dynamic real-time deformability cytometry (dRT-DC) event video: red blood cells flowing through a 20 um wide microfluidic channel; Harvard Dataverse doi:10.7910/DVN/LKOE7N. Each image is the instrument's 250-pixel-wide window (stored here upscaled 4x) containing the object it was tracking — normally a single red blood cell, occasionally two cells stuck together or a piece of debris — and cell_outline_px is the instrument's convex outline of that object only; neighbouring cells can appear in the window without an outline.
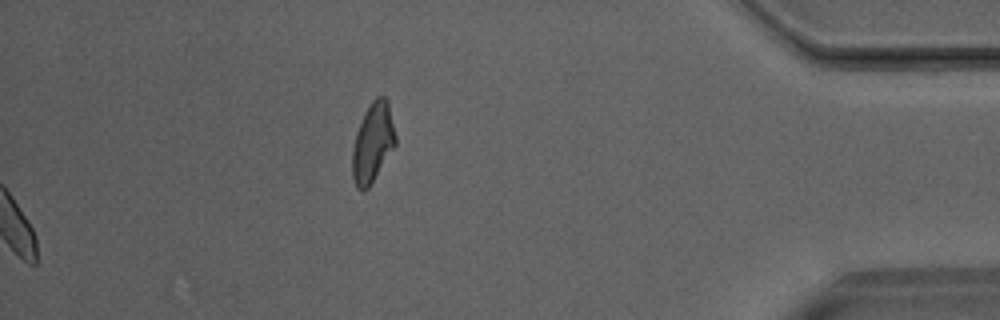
{"species": "Egyptian fruit bat (a non-hibernating species)", "species_latin": "Rousettus aegyptiacus", "temperature_condition": "room temperature", "stored_images_in_passage": 44, "camera_frame_rate_fps": 3000, "um_per_image_px": 0.085, "animal": {"sex": "male"}, "frame": {"image": 1, "passage_image": 44, "time_ms": 14.333, "image_size_px": [1000, 320], "cell_outline_px": [[396, 144], [368, 188], [356, 188], [352, 176], [352, 148], [356, 132], [364, 112], [372, 100], [376, 96], [384, 96], [388, 100], [396, 136]], "centroid_in_image_um": [31.68, 12.08], "position_along_channel_um": 403.5, "area_um2": 19.88}}